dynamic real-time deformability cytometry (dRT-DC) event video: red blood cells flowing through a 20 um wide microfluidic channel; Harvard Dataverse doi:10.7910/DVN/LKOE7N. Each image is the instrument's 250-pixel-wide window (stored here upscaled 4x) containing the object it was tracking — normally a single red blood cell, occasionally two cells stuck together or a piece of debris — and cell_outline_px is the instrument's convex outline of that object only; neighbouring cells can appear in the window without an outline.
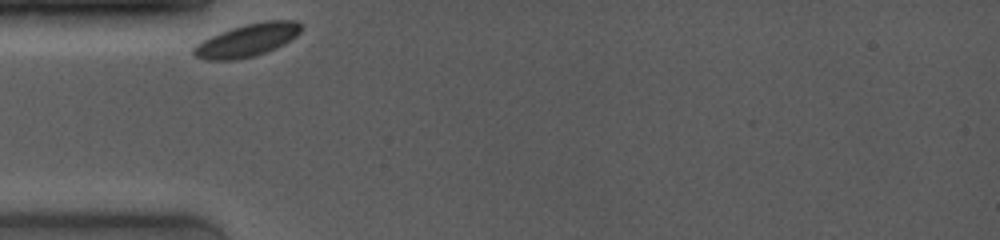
{"species": "common noctule bat (a hibernating species)", "species_latin": "Nyctalus noctula", "temperature_condition": "room temperature", "stored_images_in_passage": 25, "camera_frame_rate_fps": 4000, "um_per_image_px": 0.085, "animal": {"sex": "female", "body_mass_g": 19.0, "forearm_length_mm": 53.3}, "frame": {"image": 1, "passage_image": 1, "time_ms": 0.0, "image_size_px": [1000, 240], "cell_outline_px": [[304, 28], [296, 36], [284, 44], [276, 48], [252, 56], [236, 60], [204, 60], [192, 56], [192, 48], [196, 44], [220, 32], [244, 24], [264, 20], [296, 20]], "centroid_in_image_um": [21.01, 3.41], "position_along_channel_um": 64.0, "area_um2": 20.63}}
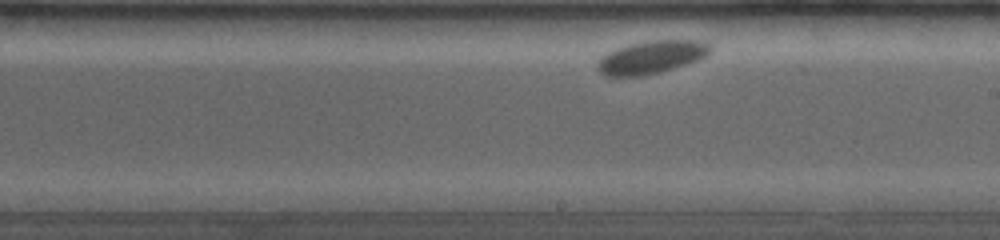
{"frame": {"image": 2, "passage_image": 14, "time_ms": 5.0, "image_size_px": [1000, 240], "cell_outline_px": [[712, 48], [700, 60], [688, 64], [660, 72], [644, 76], [608, 76], [600, 72], [596, 68], [596, 64], [608, 52], [616, 48], [628, 44], [648, 40], [696, 40], [708, 44]], "centroid_in_image_um": [55.36, 4.86], "position_along_channel_um": 233.6, "area_um2": 21.62}}
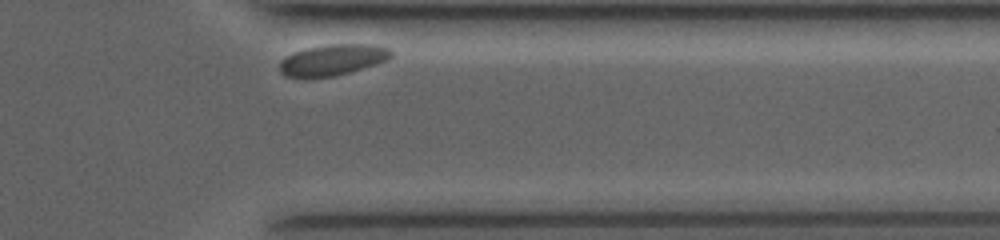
{"frame": {"image": 3, "passage_image": 25, "time_ms": 9.25, "image_size_px": [1000, 240], "cell_outline_px": [[392, 56], [388, 60], [376, 64], [336, 76], [312, 80], [284, 76], [280, 72], [280, 60], [284, 56], [292, 52], [304, 48], [328, 44], [376, 44], [388, 48], [392, 52]], "centroid_in_image_um": [28.21, 5.11], "position_along_channel_um": 383.2, "area_um2": 20.92}}